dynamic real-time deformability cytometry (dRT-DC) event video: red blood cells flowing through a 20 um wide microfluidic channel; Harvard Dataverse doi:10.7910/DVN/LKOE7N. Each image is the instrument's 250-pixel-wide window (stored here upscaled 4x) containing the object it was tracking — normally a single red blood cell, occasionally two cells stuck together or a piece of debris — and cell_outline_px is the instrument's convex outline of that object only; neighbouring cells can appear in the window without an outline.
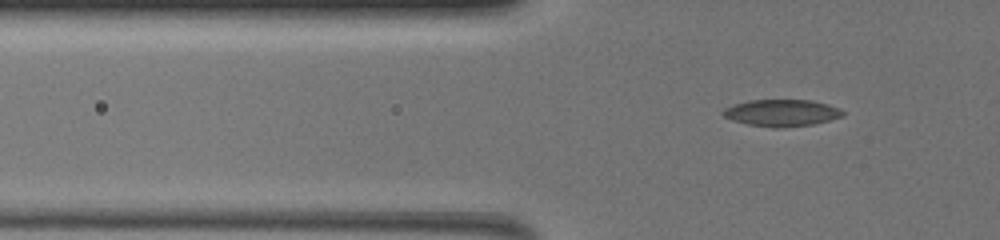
{"species": "common noctule bat (a hibernating species)", "species_latin": "Nyctalus noctula", "temperature_condition": "warm", "stored_images_in_passage": 43, "camera_frame_rate_fps": 3000, "um_per_image_px": 0.085, "animal": {"sex": "female", "body_mass_g": 19.5, "forearm_length_mm": 54.1}, "frame": {"image": 1, "passage_image": 19, "time_ms": 6.0, "image_size_px": [1000, 240], "cell_outline_px": [[844, 116], [812, 124], [748, 124], [724, 116], [724, 108], [736, 104], [752, 100], [808, 100], [824, 104], [836, 108], [844, 112]], "centroid_in_image_um": [66.46, 9.54], "position_along_channel_um": 59.3, "area_um2": 17.11}}
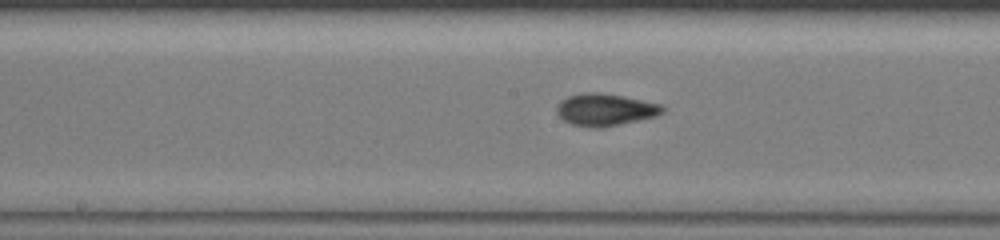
{"frame": {"image": 2, "passage_image": 33, "time_ms": 10.667, "image_size_px": [1000, 240], "cell_outline_px": [[664, 112], [656, 116], [604, 128], [588, 128], [572, 124], [564, 120], [556, 112], [556, 108], [568, 96], [584, 92], [600, 92], [660, 104], [664, 108]], "centroid_in_image_um": [51.44, 9.34], "position_along_channel_um": 196.8, "area_um2": 19.65}}
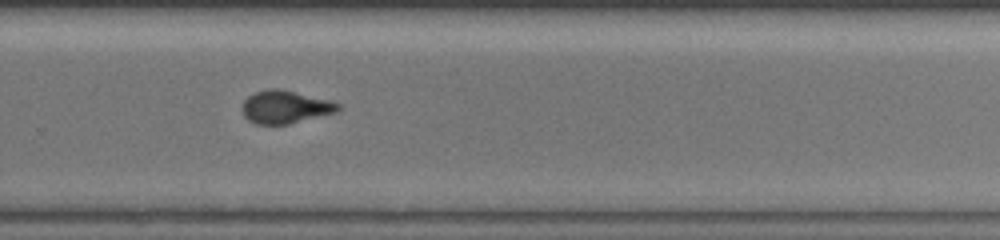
{"frame": {"image": 3, "passage_image": 43, "time_ms": 14.0, "image_size_px": [1000, 240], "cell_outline_px": [[340, 108], [336, 112], [288, 124], [256, 124], [248, 120], [244, 116], [244, 100], [248, 96], [256, 92], [268, 88], [280, 88], [328, 100], [340, 104]], "centroid_in_image_um": [24.24, 9.09], "position_along_channel_um": 305.6, "area_um2": 18.09}}